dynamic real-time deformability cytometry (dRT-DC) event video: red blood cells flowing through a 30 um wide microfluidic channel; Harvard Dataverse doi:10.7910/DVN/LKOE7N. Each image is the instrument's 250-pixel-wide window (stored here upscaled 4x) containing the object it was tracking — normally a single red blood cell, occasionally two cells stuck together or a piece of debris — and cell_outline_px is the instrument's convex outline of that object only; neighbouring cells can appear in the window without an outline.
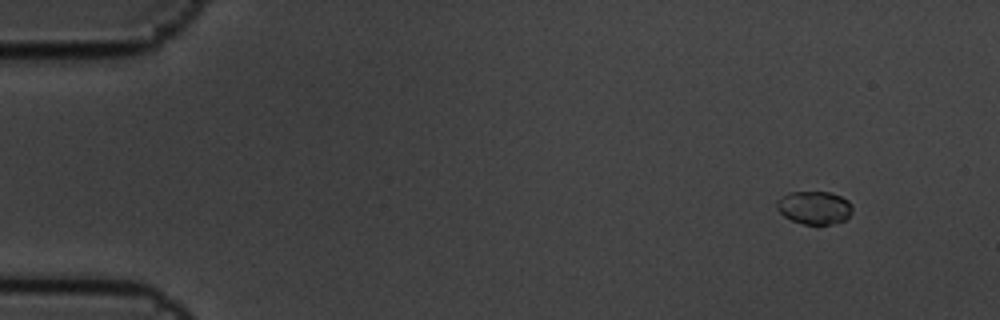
{"species": "common noctule bat (a hibernating species)", "species_latin": "Nyctalus noctula", "temperature_condition": "cold", "stored_images_in_passage": 5, "camera_frame_rate_fps": 3000, "um_per_image_px": 0.085, "animal": {"sex": "male", "body_mass_g": 19.5, "forearm_length_mm": 54.6}, "frame": {"image": 1, "passage_image": 2, "time_ms": 0.333, "image_size_px": [1000, 320], "cell_outline_px": [[852, 212], [844, 220], [832, 224], [804, 224], [792, 220], [784, 216], [776, 208], [776, 200], [788, 192], [832, 192], [848, 200], [852, 204]], "centroid_in_image_um": [69.21, 17.63], "position_along_channel_um": 15.8, "area_um2": 14.62}}
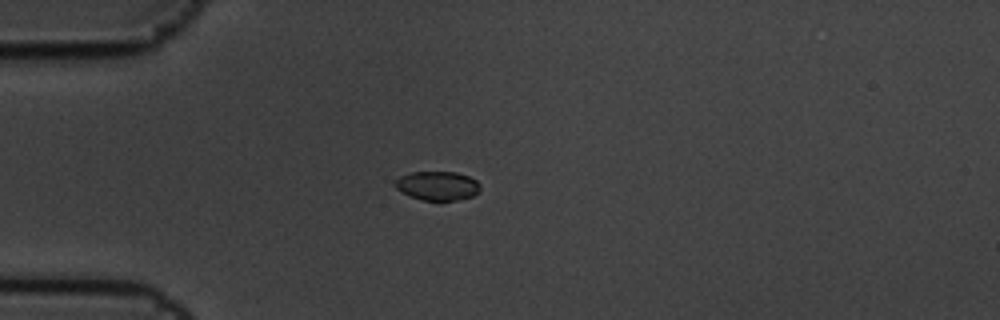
{"frame": {"image": 2, "passage_image": 5, "time_ms": 1.333, "image_size_px": [1000, 320], "cell_outline_px": [[480, 192], [472, 196], [456, 200], [424, 200], [412, 196], [396, 188], [396, 180], [400, 176], [412, 172], [456, 172], [468, 176], [476, 180], [480, 184]], "centroid_in_image_um": [37.24, 15.78], "position_along_channel_um": 47.8, "area_um2": 14.16}}